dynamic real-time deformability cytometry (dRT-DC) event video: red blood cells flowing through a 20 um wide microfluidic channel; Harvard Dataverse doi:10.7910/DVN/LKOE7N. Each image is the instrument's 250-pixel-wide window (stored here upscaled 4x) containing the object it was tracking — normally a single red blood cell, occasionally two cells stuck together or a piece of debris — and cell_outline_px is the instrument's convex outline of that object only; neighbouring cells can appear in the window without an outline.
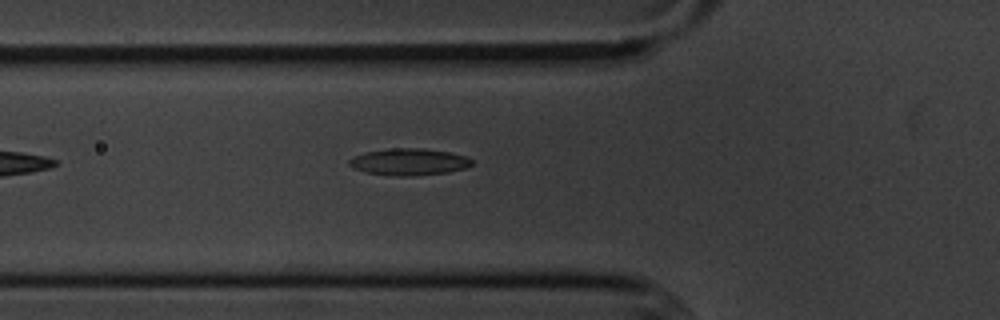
{"species": "common noctule bat (a hibernating species)", "species_latin": "Nyctalus noctula", "temperature_condition": "cold", "stored_images_in_passage": 5, "camera_frame_rate_fps": 3000, "um_per_image_px": 0.085, "animal": {"sex": "male", "body_mass_g": 20.1, "forearm_length_mm": 53.5}, "frame": {"image": 1, "passage_image": 5, "time_ms": 5.667, "image_size_px": [1000, 320], "cell_outline_px": [[472, 164], [468, 168], [448, 172], [412, 176], [392, 176], [364, 172], [352, 168], [348, 164], [348, 160], [352, 156], [364, 152], [392, 148], [424, 148], [448, 152], [468, 156], [472, 160]], "centroid_in_image_um": [34.74, 13.76], "position_along_channel_um": 91.1, "area_um2": 19.48}}